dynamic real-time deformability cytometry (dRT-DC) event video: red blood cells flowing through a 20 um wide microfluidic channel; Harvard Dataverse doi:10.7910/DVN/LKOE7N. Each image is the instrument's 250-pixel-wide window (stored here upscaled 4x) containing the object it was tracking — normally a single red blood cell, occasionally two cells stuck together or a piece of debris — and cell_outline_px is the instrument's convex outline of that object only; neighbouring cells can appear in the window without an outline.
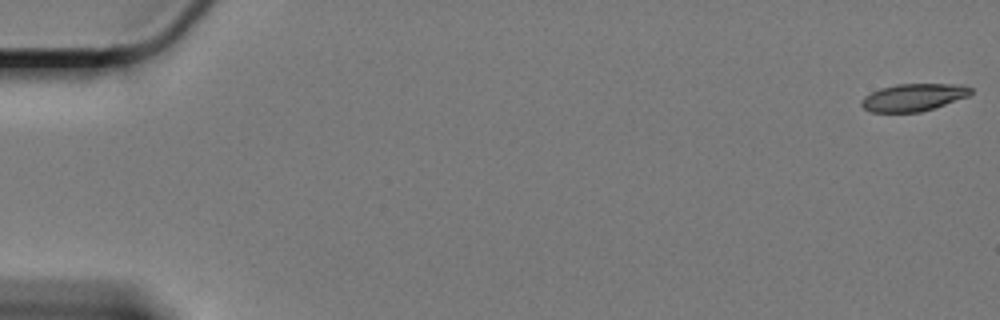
{"species": "Egyptian fruit bat (a non-hibernating species)", "species_latin": "Rousettus aegyptiacus", "temperature_condition": "cold", "stored_images_in_passage": 15, "camera_frame_rate_fps": 3000, "um_per_image_px": 0.085, "animal": {"sex": "female"}, "frame": {"image": 1, "passage_image": 1, "time_ms": 0.0, "image_size_px": [1000, 320], "cell_outline_px": [[972, 92], [968, 96], [920, 112], [872, 112], [864, 108], [860, 104], [860, 100], [864, 96], [880, 88], [896, 84], [964, 84], [972, 88]], "centroid_in_image_um": [77.62, 8.26], "position_along_channel_um": 7.4, "area_um2": 17.4}}